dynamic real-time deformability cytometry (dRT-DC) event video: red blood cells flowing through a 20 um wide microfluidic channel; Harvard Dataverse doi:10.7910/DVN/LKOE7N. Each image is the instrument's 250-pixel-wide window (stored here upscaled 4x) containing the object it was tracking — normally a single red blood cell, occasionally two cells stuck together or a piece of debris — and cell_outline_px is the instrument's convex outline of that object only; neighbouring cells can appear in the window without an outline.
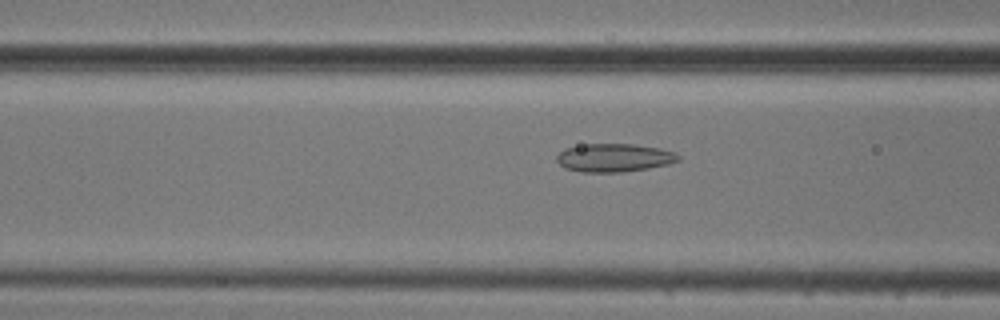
{"species": "common noctule bat (a hibernating species)", "species_latin": "Nyctalus noctula", "temperature_condition": "cold", "stored_images_in_passage": 46, "camera_frame_rate_fps": 3000, "um_per_image_px": 0.085, "animal": {"sex": "male", "body_mass_g": 20.5, "forearm_length_mm": 52.5}, "frame": {"image": 1, "passage_image": 21, "time_ms": 6.667, "image_size_px": [1000, 320], "cell_outline_px": [[680, 160], [668, 164], [648, 168], [620, 172], [584, 172], [564, 168], [556, 160], [556, 156], [564, 148], [588, 144], [632, 144], [660, 148], [676, 152], [680, 156]], "centroid_in_image_um": [52.21, 13.4], "position_along_channel_um": 114.4, "area_um2": 20.0}}
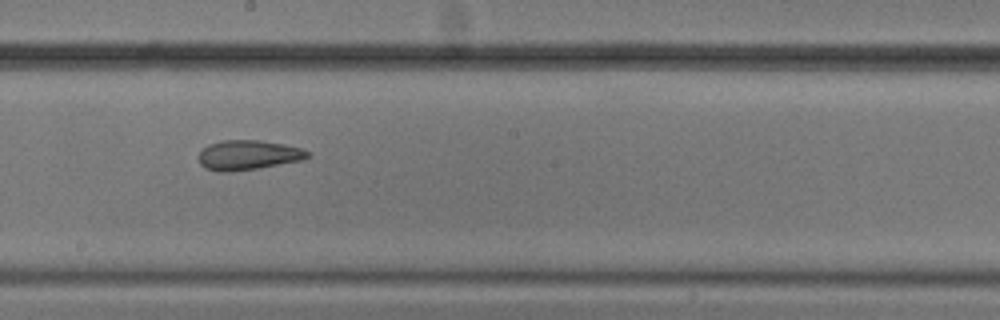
{"frame": {"image": 2, "passage_image": 30, "time_ms": 9.667, "image_size_px": [1000, 320], "cell_outline_px": [[312, 156], [304, 160], [260, 168], [228, 172], [220, 172], [204, 168], [200, 164], [196, 156], [208, 144], [220, 140], [260, 140], [284, 144], [300, 148], [308, 152]], "centroid_in_image_um": [21.07, 13.18], "position_along_channel_um": 227.1, "area_um2": 19.19}}
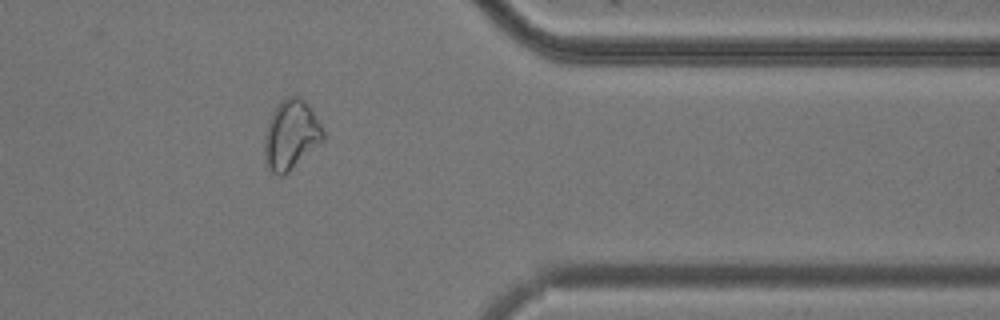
{"frame": {"image": 3, "passage_image": 44, "time_ms": 14.333, "image_size_px": [1000, 320], "cell_outline_px": [[324, 140], [284, 176], [276, 176], [268, 168], [264, 156], [264, 136], [272, 112], [280, 100], [288, 96], [300, 96], [312, 108], [324, 132]], "centroid_in_image_um": [24.73, 11.46], "position_along_channel_um": 386.7, "area_um2": 23.93}, "authors_computed_cell_mechanics": {"area_um2": 20.8947, "velocity_mm_per_s": 3.7497, "shape_relaxation_time_tau1_ms": null, "shape_relaxation_time_tau2_ms": 2.8956, "deformation_change_tau1": null, "deformation_change_tau2": 0.098}}